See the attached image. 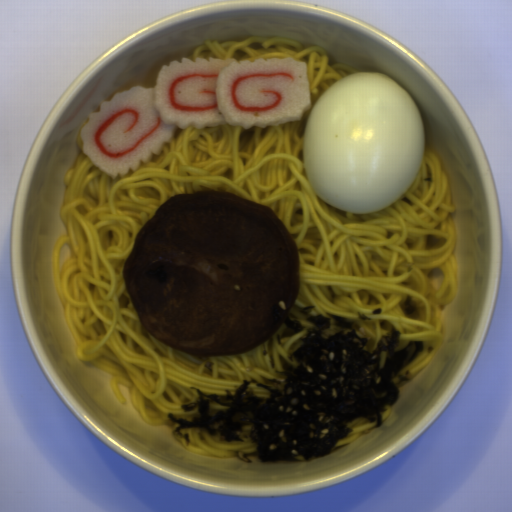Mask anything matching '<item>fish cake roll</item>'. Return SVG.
<instances>
[{"mask_svg": "<svg viewBox=\"0 0 512 512\" xmlns=\"http://www.w3.org/2000/svg\"><path fill=\"white\" fill-rule=\"evenodd\" d=\"M99 107L80 132L83 152L117 179L150 162L178 128L299 122L312 97L307 63L289 56L240 62L183 57L161 67L156 87H130Z\"/></svg>", "mask_w": 512, "mask_h": 512, "instance_id": "1", "label": "fish cake roll"}]
</instances>
